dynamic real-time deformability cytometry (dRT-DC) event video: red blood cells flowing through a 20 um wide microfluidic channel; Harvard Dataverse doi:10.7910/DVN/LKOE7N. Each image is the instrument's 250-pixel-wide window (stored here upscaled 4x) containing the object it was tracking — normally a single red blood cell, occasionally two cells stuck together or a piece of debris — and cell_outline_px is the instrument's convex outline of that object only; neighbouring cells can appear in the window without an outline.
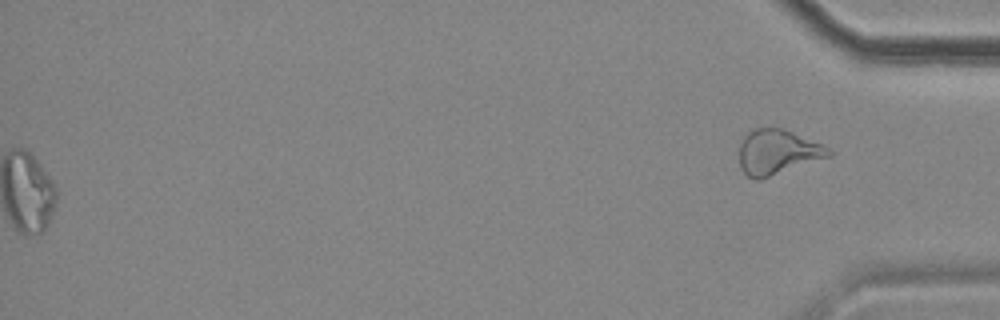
{"species": "common noctule bat (a hibernating species)", "species_latin": "Nyctalus noctula", "temperature_condition": "cold", "stored_images_in_passage": 57, "segment_of_instrument_passage": [2, 2], "camera_frame_rate_fps": 3000, "um_per_image_px": 0.085, "animal": {"sex": "female", "body_mass_g": 18.4}, "frame": {"image": 1, "passage_image": 57, "time_ms": 18.667, "image_size_px": [1000, 320], "cell_outline_px": [[832, 156], [760, 180], [756, 180], [748, 176], [740, 168], [740, 144], [744, 136], [752, 128], [784, 128], [820, 144], [828, 148], [832, 152]], "centroid_in_image_um": [66.07, 12.93], "position_along_channel_um": 369.1, "area_um2": 23.41}}